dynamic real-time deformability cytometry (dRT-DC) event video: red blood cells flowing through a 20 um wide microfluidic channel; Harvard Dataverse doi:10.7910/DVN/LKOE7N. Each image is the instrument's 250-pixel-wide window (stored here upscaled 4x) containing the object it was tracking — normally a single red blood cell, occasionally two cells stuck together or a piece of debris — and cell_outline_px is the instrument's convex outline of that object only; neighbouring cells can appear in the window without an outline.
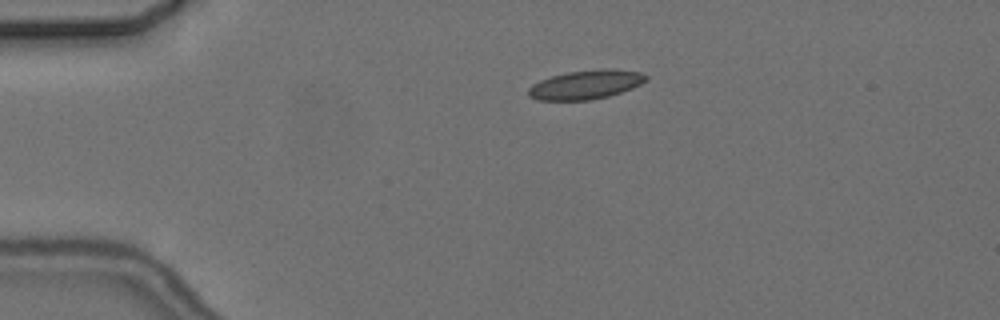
{"species": "common noctule bat (a hibernating species)", "species_latin": "Nyctalus noctula", "temperature_condition": "cold", "stored_images_in_passage": 5, "camera_frame_rate_fps": 3000, "um_per_image_px": 0.085, "animal": {"sex": "female", "body_mass_g": 24.6, "forearm_length_mm": 56.2}, "frame": {"image": 1, "passage_image": 4, "time_ms": 3.333, "image_size_px": [1000, 320], "cell_outline_px": [[648, 80], [632, 88], [608, 96], [592, 100], [536, 100], [528, 96], [528, 88], [532, 84], [540, 80], [552, 76], [568, 72], [600, 68], [604, 68], [640, 72], [648, 76]], "centroid_in_image_um": [49.77, 7.19], "position_along_channel_um": 35.2, "area_um2": 19.94}}